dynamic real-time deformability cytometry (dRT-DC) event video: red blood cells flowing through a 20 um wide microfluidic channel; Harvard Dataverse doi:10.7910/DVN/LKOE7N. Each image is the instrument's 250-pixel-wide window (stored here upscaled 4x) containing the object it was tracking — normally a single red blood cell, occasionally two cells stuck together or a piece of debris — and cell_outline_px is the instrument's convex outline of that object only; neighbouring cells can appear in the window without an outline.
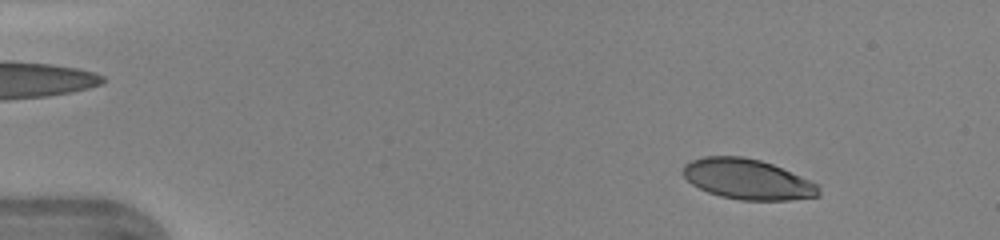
{"species": "human", "species_latin": "Homo sapiens", "temperature_condition": "warm", "stored_images_in_passage": 47, "segment_of_instrument_passage": [1, 2], "camera_frame_rate_fps": 3000, "um_per_image_px": 0.085, "donor": {"sex": "female"}, "frame": {"image": 1, "passage_image": 5, "time_ms": 1.333, "image_size_px": [1000, 240], "cell_outline_px": [[820, 196], [788, 200], [740, 200], [720, 196], [708, 192], [692, 184], [680, 172], [684, 164], [692, 160], [704, 156], [744, 156], [760, 160], [772, 164], [820, 184]], "centroid_in_image_um": [63.54, 15.23], "position_along_channel_um": 21.5, "area_um2": 32.08}}
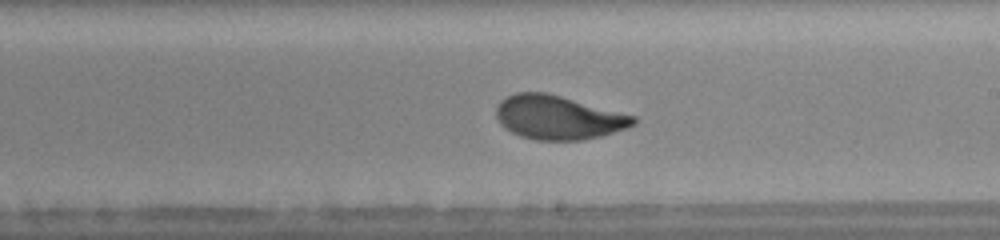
{"frame": {"image": 2, "passage_image": 27, "time_ms": 8.667, "image_size_px": [1000, 240], "cell_outline_px": [[636, 124], [628, 128], [600, 136], [584, 140], [536, 140], [520, 136], [504, 128], [500, 124], [496, 116], [496, 108], [500, 100], [516, 92], [544, 92], [560, 96], [636, 116]], "centroid_in_image_um": [47.44, 9.99], "position_along_channel_um": 241.6, "area_um2": 35.03}}
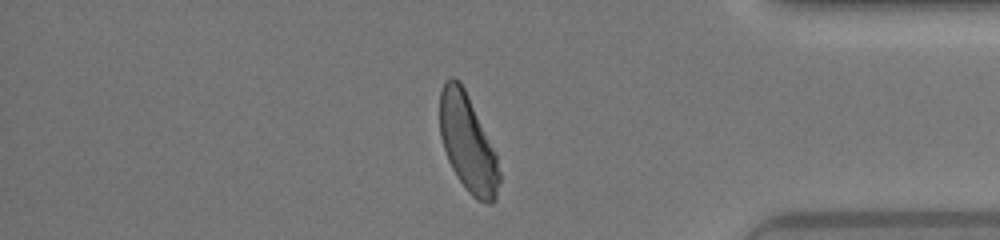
{"frame": {"image": 3, "passage_image": 39, "time_ms": 12.667, "image_size_px": [1000, 240], "cell_outline_px": [[500, 180], [496, 200], [492, 204], [488, 204], [476, 200], [468, 192], [452, 168], [448, 160], [440, 136], [440, 92], [444, 84], [452, 76], [460, 80], [496, 152], [500, 172]], "centroid_in_image_um": [39.78, 12.21], "position_along_channel_um": 395.4, "area_um2": 33.64}}